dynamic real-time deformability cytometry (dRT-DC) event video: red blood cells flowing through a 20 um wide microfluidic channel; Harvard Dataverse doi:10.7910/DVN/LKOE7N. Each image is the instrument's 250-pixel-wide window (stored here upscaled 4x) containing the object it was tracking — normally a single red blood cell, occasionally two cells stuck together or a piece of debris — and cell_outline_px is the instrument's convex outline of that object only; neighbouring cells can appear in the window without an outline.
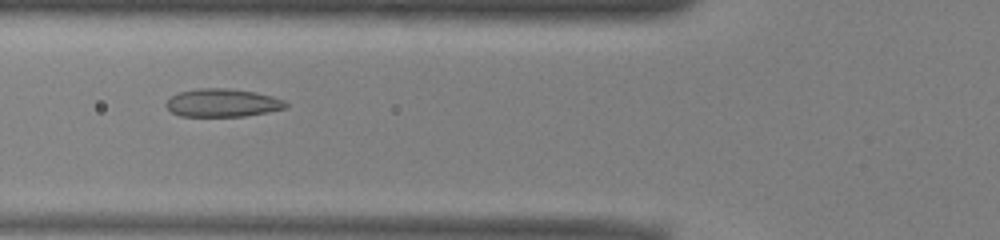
{"species": "common noctule bat (a hibernating species)", "species_latin": "Nyctalus noctula", "temperature_condition": "warm", "stored_images_in_passage": 44, "camera_frame_rate_fps": 3000, "um_per_image_px": 0.085, "animal": {"sex": "male", "body_mass_g": 13.0, "forearm_length_mm": 53.1}, "frame": {"image": 1, "passage_image": 19, "time_ms": 6.0, "image_size_px": [1000, 240], "cell_outline_px": [[288, 108], [268, 112], [244, 116], [180, 116], [172, 112], [164, 104], [172, 96], [180, 92], [200, 88], [228, 88], [256, 92], [272, 96], [284, 100], [288, 104]], "centroid_in_image_um": [18.95, 8.74], "position_along_channel_um": 106.9, "area_um2": 19.59}}
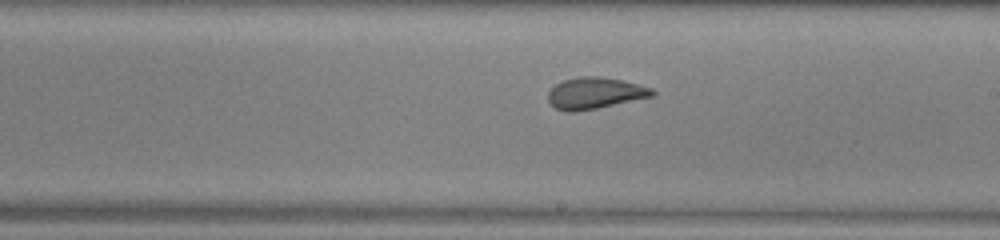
{"frame": {"image": 2, "passage_image": 29, "time_ms": 9.333, "image_size_px": [1000, 240], "cell_outline_px": [[656, 92], [652, 96], [596, 108], [576, 112], [564, 112], [556, 108], [548, 100], [548, 92], [556, 84], [564, 80], [580, 76], [600, 76], [624, 80], [652, 88]], "centroid_in_image_um": [50.56, 7.91], "position_along_channel_um": 238.4, "area_um2": 19.02}}
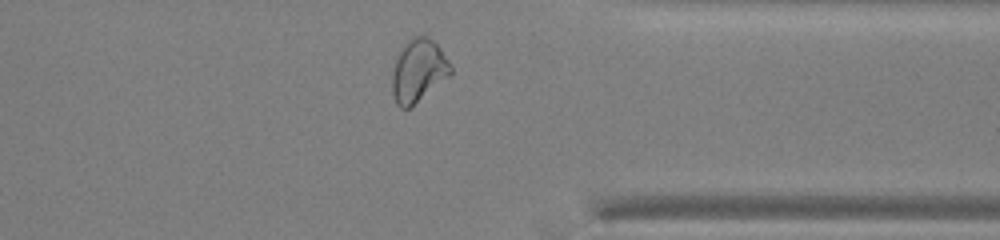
{"frame": {"image": 3, "passage_image": 40, "time_ms": 13.0, "image_size_px": [1000, 240], "cell_outline_px": [[452, 72], [448, 76], [408, 108], [400, 108], [396, 104], [392, 92], [392, 76], [396, 60], [400, 48], [412, 36], [424, 36], [432, 40], [440, 48], [452, 64]], "centroid_in_image_um": [35.55, 5.98], "position_along_channel_um": 375.9, "area_um2": 20.98}, "authors_computed_cell_mechanics": {"area_um2": 20.7213, "velocity_mm_per_s": 3.9494, "shape_relaxation_time_tau1_ms": 8.216, "shape_relaxation_time_tau2_ms": 0.9787, "deformation_change_tau1": 0.1848, "deformation_change_tau2": 0.0602}}